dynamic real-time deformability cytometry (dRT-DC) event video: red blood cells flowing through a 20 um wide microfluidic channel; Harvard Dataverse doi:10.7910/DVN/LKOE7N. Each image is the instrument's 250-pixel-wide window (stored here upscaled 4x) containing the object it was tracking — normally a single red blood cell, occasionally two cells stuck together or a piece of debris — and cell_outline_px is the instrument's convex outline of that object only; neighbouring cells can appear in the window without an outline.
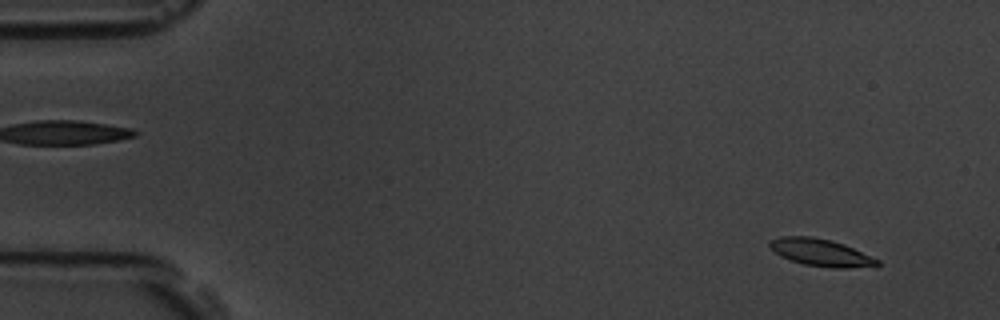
{"species": "common noctule bat (a hibernating species)", "species_latin": "Nyctalus noctula", "temperature_condition": "room temperature", "stored_images_in_passage": 54, "camera_frame_rate_fps": 3000, "um_per_image_px": 0.085, "animal": {"sex": "male", "body_mass_g": 19.5, "forearm_length_mm": 54.6}, "frame": {"image": 1, "passage_image": 4, "time_ms": 1.0, "image_size_px": [1000, 320], "cell_outline_px": [[880, 264], [876, 268], [836, 268], [804, 264], [780, 256], [768, 244], [772, 240], [780, 236], [812, 236], [832, 240], [844, 244], [880, 260]], "centroid_in_image_um": [69.86, 21.48], "position_along_channel_um": 15.1, "area_um2": 17.17}}
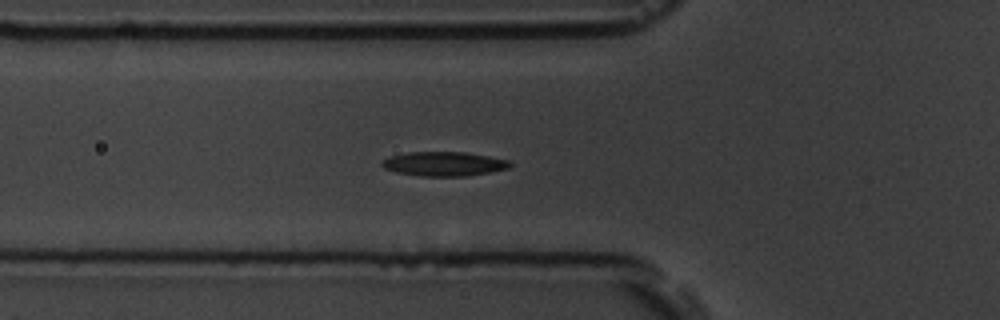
{"frame": {"image": 2, "passage_image": 19, "time_ms": 6.0, "image_size_px": [1000, 320], "cell_outline_px": [[512, 164], [508, 168], [488, 172], [464, 176], [420, 176], [396, 172], [384, 168], [380, 164], [380, 160], [388, 156], [408, 152], [464, 152], [488, 156], [508, 160]], "centroid_in_image_um": [37.66, 13.92], "position_along_channel_um": 88.1, "area_um2": 18.09}}
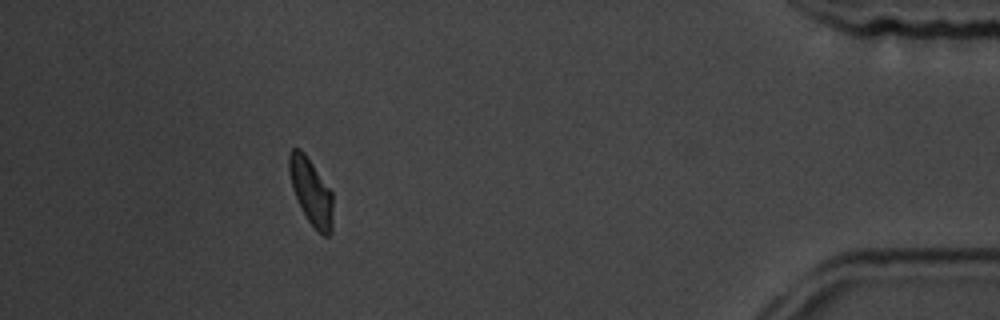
{"frame": {"image": 3, "passage_image": 49, "time_ms": 16.0, "image_size_px": [1000, 320], "cell_outline_px": [[332, 232], [328, 236], [324, 236], [308, 220], [292, 188], [288, 172], [288, 156], [292, 148], [300, 148], [304, 152], [332, 192]], "centroid_in_image_um": [26.43, 16.25], "position_along_channel_um": 408.8, "area_um2": 16.65}, "authors_computed_cell_mechanics": {"area_um2": 17.4267, "velocity_mm_per_s": 3.7524, "shape_relaxation_time_tau1_ms": 3.7653, "shape_relaxation_time_tau2_ms": 5.2691, "deformation_change_tau1": 0.1267, "deformation_change_tau2": 0.1124}}